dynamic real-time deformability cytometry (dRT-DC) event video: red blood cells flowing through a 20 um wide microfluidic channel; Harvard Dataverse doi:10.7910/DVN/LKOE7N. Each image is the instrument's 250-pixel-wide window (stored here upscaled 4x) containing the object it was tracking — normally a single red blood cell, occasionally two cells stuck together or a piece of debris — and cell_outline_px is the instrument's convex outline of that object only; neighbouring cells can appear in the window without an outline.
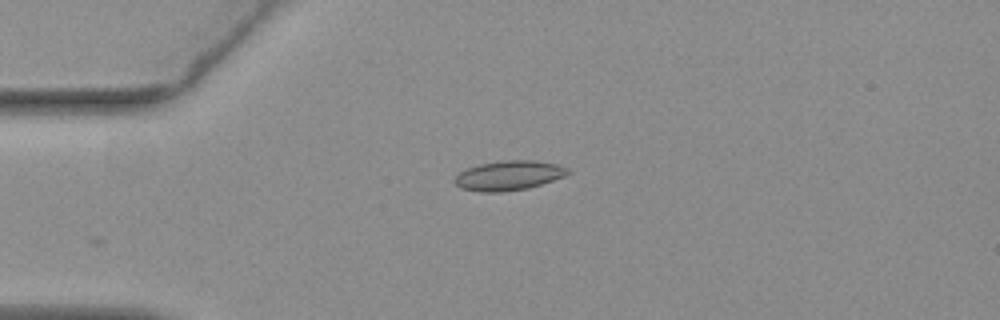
{"species": "common noctule bat (a hibernating species)", "species_latin": "Nyctalus noctula", "temperature_condition": "warm", "stored_images_in_passage": 21, "camera_frame_rate_fps": 3000, "um_per_image_px": 0.085, "animal": {"sex": "female", "body_mass_g": 19.3, "forearm_length_mm": 54.1}, "frame": {"image": 1, "passage_image": 1, "time_ms": 0.0, "image_size_px": [1000, 320], "cell_outline_px": [[572, 172], [564, 176], [528, 188], [504, 192], [480, 192], [460, 188], [452, 180], [464, 168], [480, 164], [500, 160], [536, 160], [556, 164], [568, 168]], "centroid_in_image_um": [43.21, 14.91], "position_along_channel_um": 41.8, "area_um2": 19.71}}
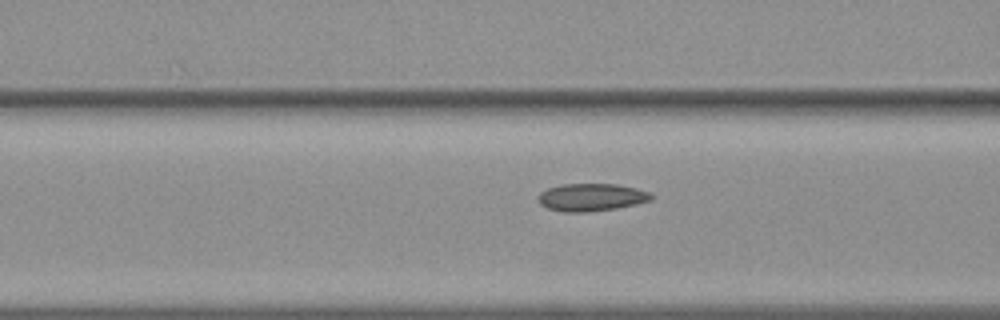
{"frame": {"image": 2, "passage_image": 9, "time_ms": 2.667, "image_size_px": [1000, 320], "cell_outline_px": [[652, 200], [636, 204], [616, 208], [588, 212], [560, 212], [548, 208], [540, 204], [536, 196], [540, 192], [548, 188], [564, 184], [616, 184], [636, 188], [648, 192], [652, 196]], "centroid_in_image_um": [50.23, 16.77], "position_along_channel_um": 116.4, "area_um2": 18.21}}
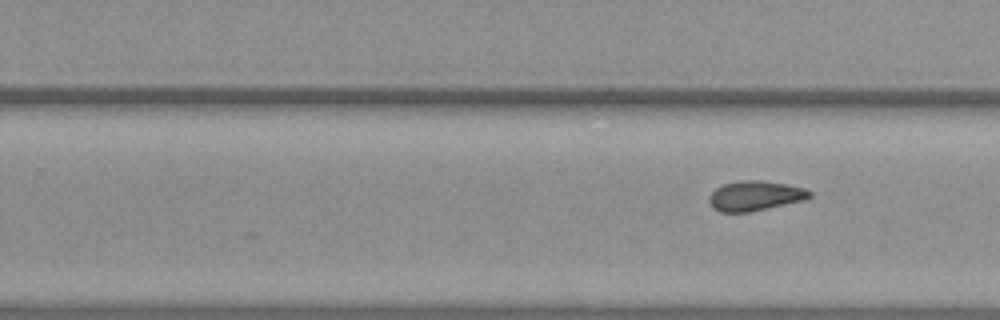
{"frame": {"image": 3, "passage_image": 21, "time_ms": 6.667, "image_size_px": [1000, 320], "cell_outline_px": [[812, 196], [804, 200], [748, 212], [720, 212], [712, 208], [708, 200], [708, 196], [716, 188], [724, 184], [740, 180], [760, 180], [784, 184], [804, 188], [812, 192]], "centroid_in_image_um": [64.15, 16.64], "position_along_channel_um": 265.7, "area_um2": 17.4}}